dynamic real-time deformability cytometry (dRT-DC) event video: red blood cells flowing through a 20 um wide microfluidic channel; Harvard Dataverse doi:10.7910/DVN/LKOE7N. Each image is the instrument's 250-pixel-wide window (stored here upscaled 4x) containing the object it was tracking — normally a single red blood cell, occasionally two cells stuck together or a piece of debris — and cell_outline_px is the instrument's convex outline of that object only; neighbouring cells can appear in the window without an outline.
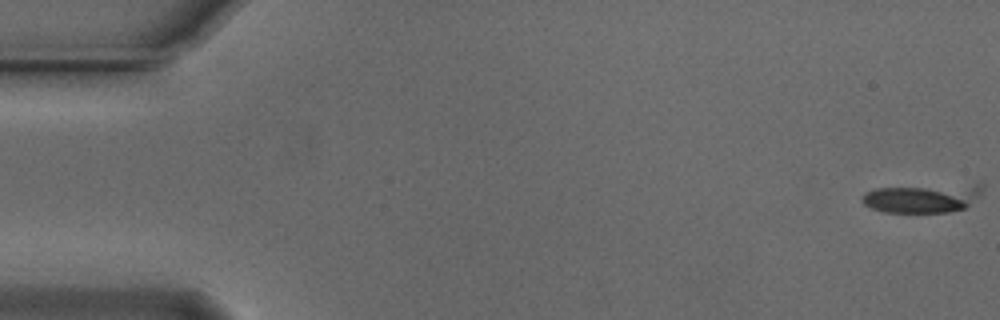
{"species": "Egyptian fruit bat (a non-hibernating species)", "species_latin": "Rousettus aegyptiacus", "temperature_condition": "cold", "stored_images_in_passage": 6, "camera_frame_rate_fps": 3000, "um_per_image_px": 0.085, "animal": {"sex": "male"}, "frame": {"image": 1, "passage_image": 1, "time_ms": 0.0, "image_size_px": [1000, 320], "cell_outline_px": [[984, 188], [964, 208], [948, 212], [884, 212], [872, 208], [864, 204], [860, 200], [864, 192], [876, 188], [976, 184], [984, 184]], "centroid_in_image_um": [78.34, 16.84], "position_along_channel_um": 6.7, "area_um2": 19.71}}